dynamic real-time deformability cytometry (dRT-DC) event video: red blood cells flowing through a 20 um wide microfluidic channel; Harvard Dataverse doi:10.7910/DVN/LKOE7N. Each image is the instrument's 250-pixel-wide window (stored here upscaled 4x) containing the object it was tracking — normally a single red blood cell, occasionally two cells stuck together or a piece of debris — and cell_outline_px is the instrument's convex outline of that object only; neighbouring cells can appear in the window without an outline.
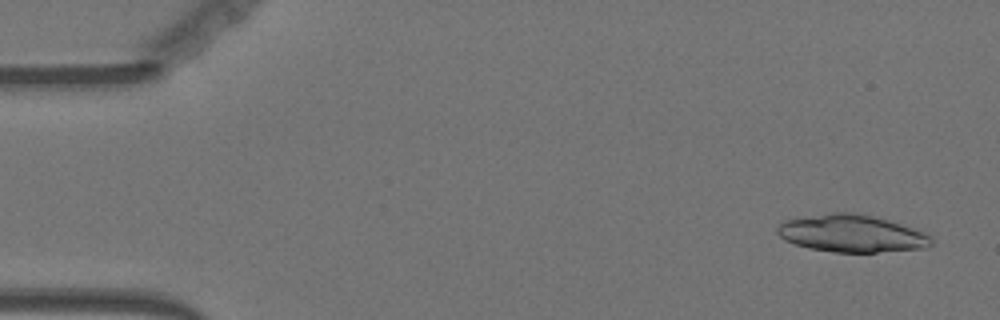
{"species": "Egyptian fruit bat (a non-hibernating species)", "species_latin": "Rousettus aegyptiacus", "temperature_condition": "warm", "stored_images_in_passage": 55, "camera_frame_rate_fps": 3000, "um_per_image_px": 0.085, "animal": {"sex": "female"}, "frame": {"image": 1, "passage_image": 3, "time_ms": 0.667, "image_size_px": [1000, 320], "cell_outline_px": [[932, 244], [928, 248], [876, 252], [832, 252], [808, 248], [784, 240], [776, 232], [776, 228], [784, 220], [832, 212], [856, 212], [888, 220], [912, 228], [932, 236]], "centroid_in_image_um": [72.38, 19.85], "position_along_channel_um": 12.6, "area_um2": 33.52}}